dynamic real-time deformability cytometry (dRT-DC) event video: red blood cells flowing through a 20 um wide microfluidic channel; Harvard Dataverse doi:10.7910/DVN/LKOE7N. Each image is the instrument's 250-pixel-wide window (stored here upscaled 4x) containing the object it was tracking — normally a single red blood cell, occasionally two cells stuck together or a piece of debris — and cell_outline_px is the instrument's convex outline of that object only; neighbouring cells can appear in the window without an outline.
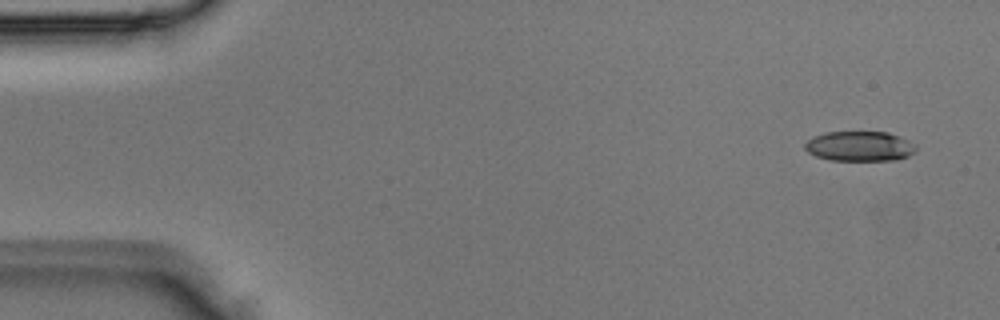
{"species": "Egyptian fruit bat (a non-hibernating species)", "species_latin": "Rousettus aegyptiacus", "temperature_condition": "room temperature", "stored_images_in_passage": 4, "camera_frame_rate_fps": 3000, "um_per_image_px": 0.085, "animal": {"sex": "male"}, "frame": {"image": 1, "passage_image": 1, "time_ms": 0.0, "image_size_px": [1000, 320], "cell_outline_px": [[916, 152], [908, 156], [896, 160], [832, 160], [816, 156], [808, 152], [804, 148], [804, 144], [812, 136], [824, 132], [888, 132], [900, 136], [916, 144]], "centroid_in_image_um": [73.08, 12.42], "position_along_channel_um": 11.9, "area_um2": 19.54}}